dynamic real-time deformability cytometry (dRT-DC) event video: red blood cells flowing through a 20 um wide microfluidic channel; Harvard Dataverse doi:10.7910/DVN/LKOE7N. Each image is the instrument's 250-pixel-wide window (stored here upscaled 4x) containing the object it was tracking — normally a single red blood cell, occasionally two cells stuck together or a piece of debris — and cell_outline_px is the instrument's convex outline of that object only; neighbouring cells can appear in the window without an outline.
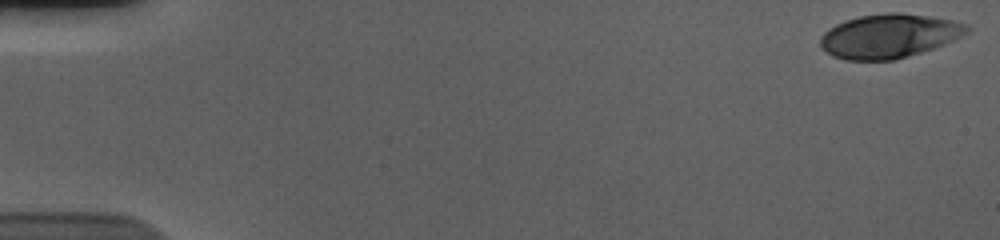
{"species": "human", "species_latin": "Homo sapiens", "temperature_condition": "cold", "stored_images_in_passage": 56, "camera_frame_rate_fps": 3000, "um_per_image_px": 0.085, "donor": {"sex": "male"}, "frame": {"image": 1, "passage_image": 1, "time_ms": 0.0, "image_size_px": [1000, 240], "cell_outline_px": [[968, 32], [944, 44], [920, 52], [892, 60], [844, 60], [832, 56], [820, 48], [820, 36], [828, 28], [836, 24], [860, 16], [888, 12], [900, 12], [928, 16], [952, 20], [968, 24]], "centroid_in_image_um": [75.52, 3.06], "position_along_channel_um": 9.5, "area_um2": 37.4}}
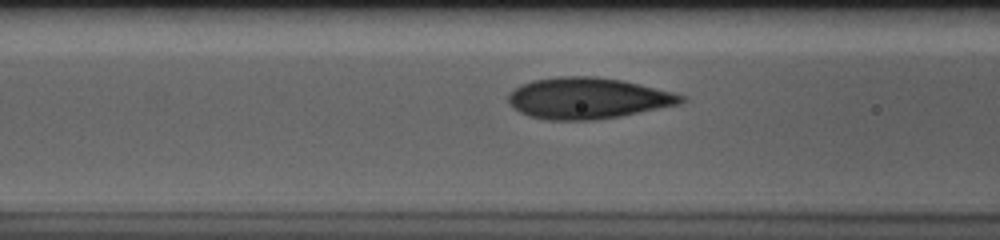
{"frame": {"image": 2, "passage_image": 23, "time_ms": 7.333, "image_size_px": [1000, 240], "cell_outline_px": [[684, 100], [680, 104], [620, 116], [592, 120], [548, 120], [528, 116], [520, 112], [508, 100], [508, 92], [520, 84], [532, 80], [560, 76], [596, 76], [620, 80], [676, 92], [684, 96]], "centroid_in_image_um": [49.94, 8.34], "position_along_channel_um": 116.7, "area_um2": 41.44}}
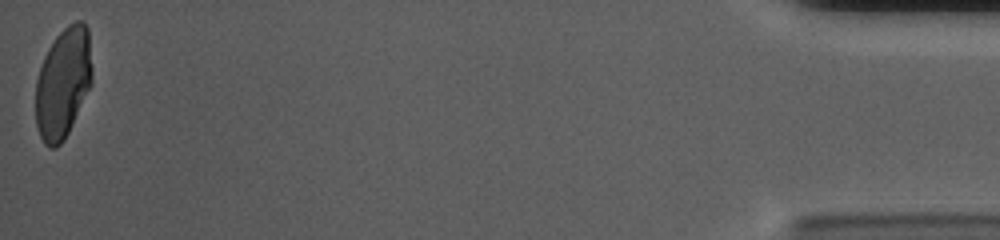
{"frame": {"image": 3, "passage_image": 56, "time_ms": 18.333, "image_size_px": [1000, 240], "cell_outline_px": [[92, 80], [68, 132], [64, 140], [56, 148], [48, 148], [44, 144], [40, 136], [36, 124], [36, 80], [44, 56], [48, 48], [56, 36], [68, 24], [76, 20], [84, 20], [88, 28], [92, 68]], "centroid_in_image_um": [5.35, 7.02], "position_along_channel_um": 429.8, "area_um2": 36.24}, "authors_computed_cell_mechanics": {"area_um2": 39.4196, "velocity_mm_per_s": 3.6763, "shape_relaxation_time_tau1_ms": 4.7469, "shape_relaxation_time_tau2_ms": null, "deformation_change_tau1": 0.1779, "deformation_change_tau2": null}}